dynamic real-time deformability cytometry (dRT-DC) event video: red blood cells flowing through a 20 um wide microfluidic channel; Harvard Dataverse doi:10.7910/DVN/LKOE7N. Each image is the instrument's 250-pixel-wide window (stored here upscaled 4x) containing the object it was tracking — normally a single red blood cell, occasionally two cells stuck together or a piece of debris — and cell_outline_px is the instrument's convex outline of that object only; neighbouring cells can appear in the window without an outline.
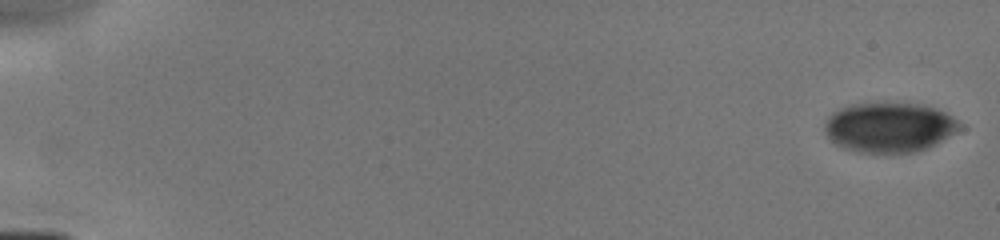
{"species": "human", "species_latin": "Homo sapiens", "temperature_condition": "cold", "stored_images_in_passage": 31, "camera_frame_rate_fps": 3000, "um_per_image_px": 0.085, "donor": {"sex": "male"}, "frame": {"image": 1, "passage_image": 1, "time_ms": 0.0, "image_size_px": [1000, 240], "cell_outline_px": [[964, 128], [936, 144], [916, 152], [860, 152], [844, 148], [836, 144], [824, 132], [824, 124], [828, 116], [840, 108], [852, 104], [924, 104], [936, 108], [952, 116]], "centroid_in_image_um": [75.61, 10.83], "position_along_channel_um": 9.4, "area_um2": 38.96}}
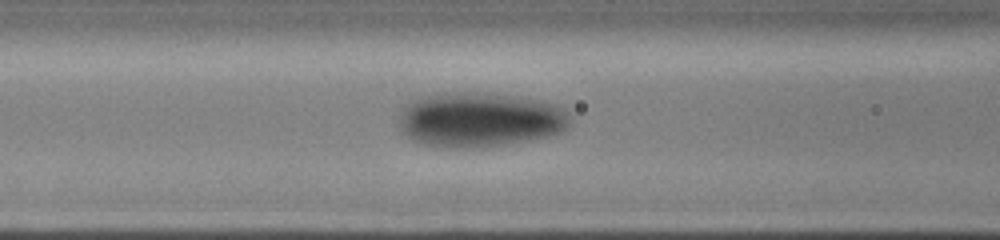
{"frame": {"image": 2, "passage_image": 19, "time_ms": 7.0, "image_size_px": [1000, 240], "cell_outline_px": [[572, 120], [560, 132], [548, 136], [504, 144], [456, 148], [452, 148], [428, 144], [416, 140], [408, 136], [396, 124], [400, 112], [404, 104], [420, 96], [444, 92], [472, 92], [520, 96], [540, 100], [564, 108], [572, 116]], "centroid_in_image_um": [40.75, 10.13], "position_along_channel_um": 125.8, "area_um2": 54.56}}
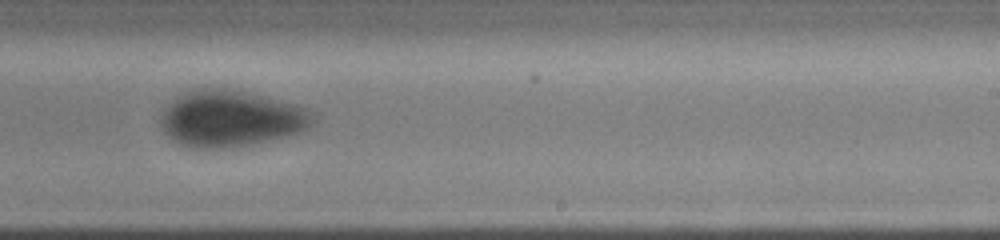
{"frame": {"image": 3, "passage_image": 29, "time_ms": 10.333, "image_size_px": [1000, 240], "cell_outline_px": [[316, 120], [312, 124], [288, 136], [248, 144], [220, 148], [200, 148], [180, 144], [168, 136], [164, 132], [160, 124], [160, 116], [168, 104], [176, 96], [192, 88], [224, 88], [260, 96], [308, 108], [312, 112]], "centroid_in_image_um": [19.56, 10.07], "position_along_channel_um": 269.4, "area_um2": 49.3}}